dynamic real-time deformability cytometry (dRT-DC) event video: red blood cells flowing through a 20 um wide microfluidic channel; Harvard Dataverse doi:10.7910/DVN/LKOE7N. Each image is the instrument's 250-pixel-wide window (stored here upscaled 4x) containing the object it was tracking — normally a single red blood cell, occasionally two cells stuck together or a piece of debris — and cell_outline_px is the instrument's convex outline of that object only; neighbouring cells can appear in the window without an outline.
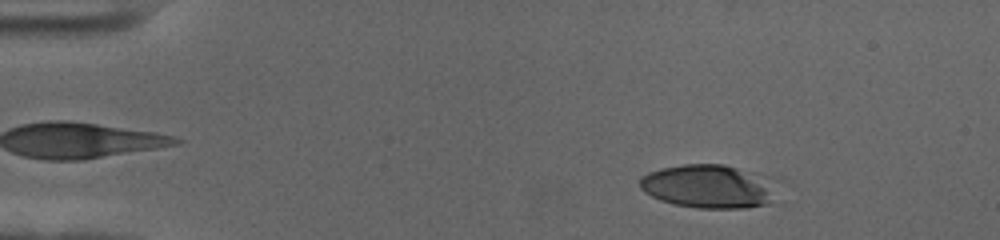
{"species": "human", "species_latin": "Homo sapiens", "temperature_condition": "cold", "stored_images_in_passage": 47, "camera_frame_rate_fps": 3000, "um_per_image_px": 0.085, "donor": {"sex": "female"}, "frame": {"image": 1, "passage_image": 6, "time_ms": 1.667, "image_size_px": [1000, 240], "cell_outline_px": [[772, 180], [764, 204], [744, 208], [700, 208], [676, 204], [660, 200], [644, 192], [640, 188], [640, 176], [648, 172], [660, 168], [684, 164], [724, 164], [768, 176]], "centroid_in_image_um": [60.09, 15.81], "position_along_channel_um": 24.9, "area_um2": 34.04}}
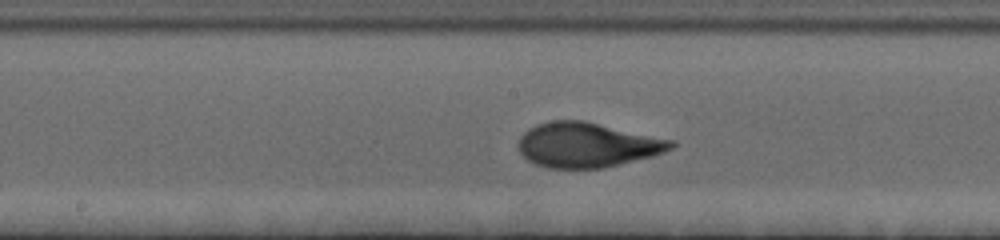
{"frame": {"image": 2, "passage_image": 28, "time_ms": 9.0, "image_size_px": [1000, 240], "cell_outline_px": [[676, 144], [672, 148], [664, 152], [652, 156], [604, 168], [548, 168], [536, 164], [528, 160], [520, 152], [520, 136], [528, 128], [536, 124], [552, 120], [584, 120], [676, 140]], "centroid_in_image_um": [49.95, 12.3], "position_along_channel_um": 198.3, "area_um2": 40.0}}
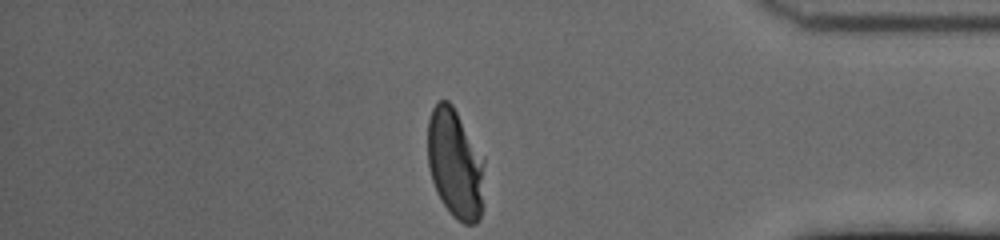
{"frame": {"image": 3, "passage_image": 47, "time_ms": 15.333, "image_size_px": [1000, 240], "cell_outline_px": [[484, 164], [480, 220], [476, 224], [464, 224], [456, 220], [452, 216], [440, 200], [436, 192], [432, 180], [428, 164], [428, 120], [432, 108], [440, 100], [448, 100], [452, 104], [484, 156]], "centroid_in_image_um": [38.69, 13.92], "position_along_channel_um": 396.5, "area_um2": 36.47}, "authors_computed_cell_mechanics": {"area_um2": 38.437, "velocity_mm_per_s": 3.5248, "shape_relaxation_time_tau1_ms": 4.8567, "shape_relaxation_time_tau2_ms": null, "deformation_change_tau1": 0.2425, "deformation_change_tau2": null}}